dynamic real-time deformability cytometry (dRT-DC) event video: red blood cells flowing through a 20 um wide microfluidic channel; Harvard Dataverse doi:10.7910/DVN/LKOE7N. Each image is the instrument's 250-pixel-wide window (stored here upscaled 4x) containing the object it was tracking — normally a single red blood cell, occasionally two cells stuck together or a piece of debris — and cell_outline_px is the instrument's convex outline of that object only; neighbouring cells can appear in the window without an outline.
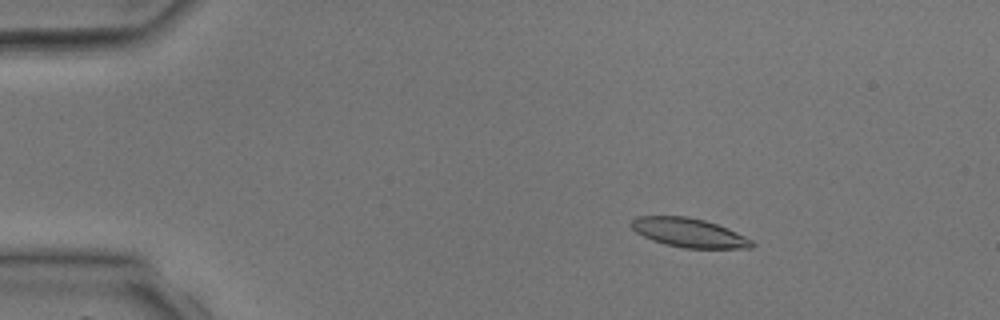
{"species": "common noctule bat (a hibernating species)", "species_latin": "Nyctalus noctula", "temperature_condition": "room temperature", "stored_images_in_passage": 4, "camera_frame_rate_fps": 3000, "um_per_image_px": 0.085, "animal": {"sex": "male", "body_mass_g": 17.9, "forearm_length_mm": 54.2}, "frame": {"image": 1, "passage_image": 2, "time_ms": 1.0, "image_size_px": [1000, 320], "cell_outline_px": [[756, 244], [752, 248], [684, 248], [664, 244], [652, 240], [636, 232], [628, 224], [636, 216], [688, 216], [704, 220], [728, 228], [752, 240]], "centroid_in_image_um": [58.55, 19.78], "position_along_channel_um": 26.5, "area_um2": 20.46}}
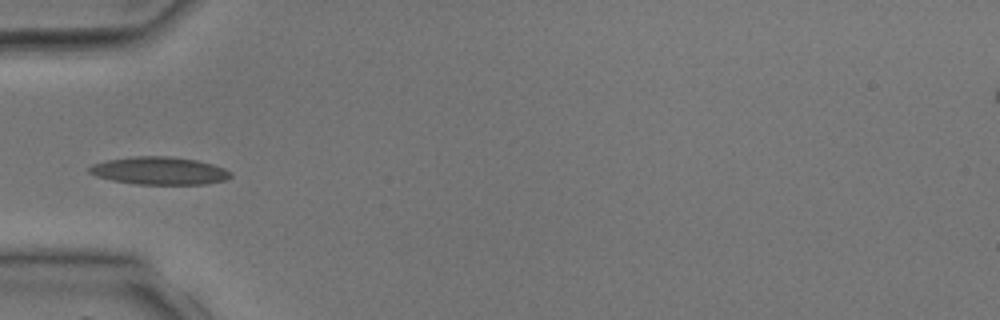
{"frame": {"image": 2, "passage_image": 4, "time_ms": 3.333, "image_size_px": [1000, 320], "cell_outline_px": [[232, 176], [224, 180], [208, 184], [136, 184], [112, 180], [96, 176], [88, 172], [88, 168], [92, 164], [108, 160], [132, 156], [172, 156], [196, 160], [212, 164], [224, 168], [232, 172]], "centroid_in_image_um": [13.55, 14.51], "position_along_channel_um": 71.4, "area_um2": 22.89}}